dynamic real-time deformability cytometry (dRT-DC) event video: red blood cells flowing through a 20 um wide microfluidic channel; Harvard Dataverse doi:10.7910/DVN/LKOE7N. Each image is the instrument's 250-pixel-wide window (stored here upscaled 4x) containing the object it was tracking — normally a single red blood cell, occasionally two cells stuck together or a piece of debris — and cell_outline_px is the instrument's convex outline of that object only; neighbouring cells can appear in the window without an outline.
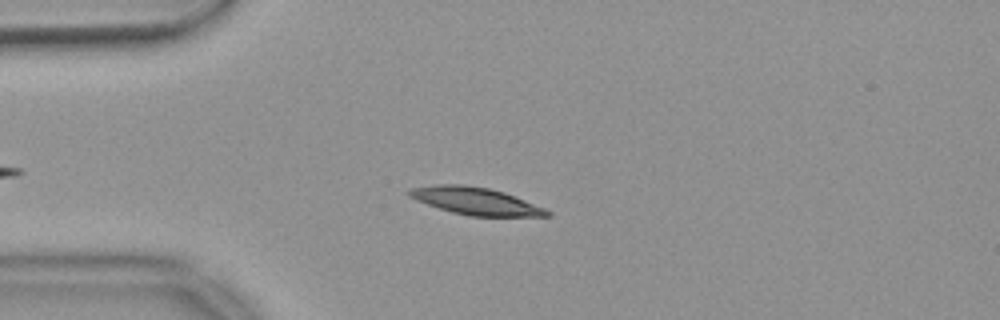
{"species": "common noctule bat (a hibernating species)", "species_latin": "Nyctalus noctula", "temperature_condition": "warm", "stored_images_in_passage": 46, "camera_frame_rate_fps": 3000, "um_per_image_px": 0.085, "animal": {"sex": "female", "body_mass_g": 18.4}, "frame": {"image": 1, "passage_image": 9, "time_ms": 2.667, "image_size_px": [1000, 320], "cell_outline_px": [[552, 216], [468, 216], [452, 212], [416, 200], [408, 196], [404, 192], [408, 188], [440, 184], [460, 184], [488, 188], [504, 192], [544, 208], [552, 212]], "centroid_in_image_um": [40.38, 17.08], "position_along_channel_um": 44.6, "area_um2": 21.85}}
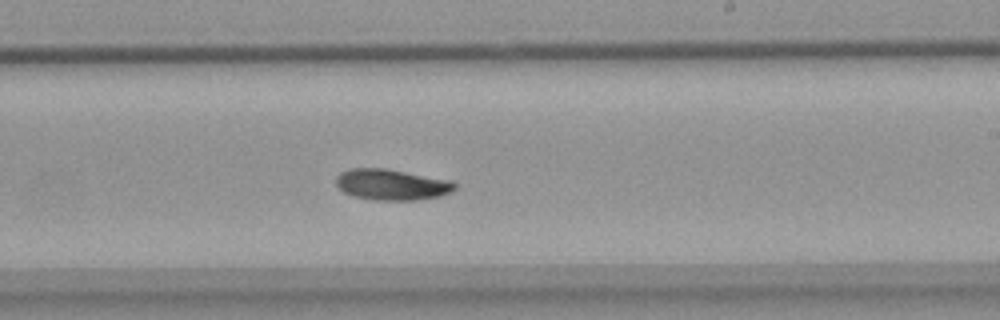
{"frame": {"image": 2, "passage_image": 28, "time_ms": 9.0, "image_size_px": [1000, 320], "cell_outline_px": [[456, 188], [452, 192], [440, 196], [416, 200], [372, 200], [352, 196], [344, 192], [336, 184], [336, 176], [340, 172], [352, 168], [384, 168], [452, 180], [456, 184]], "centroid_in_image_um": [33.3, 15.69], "position_along_channel_um": 255.7, "area_um2": 21.56}}
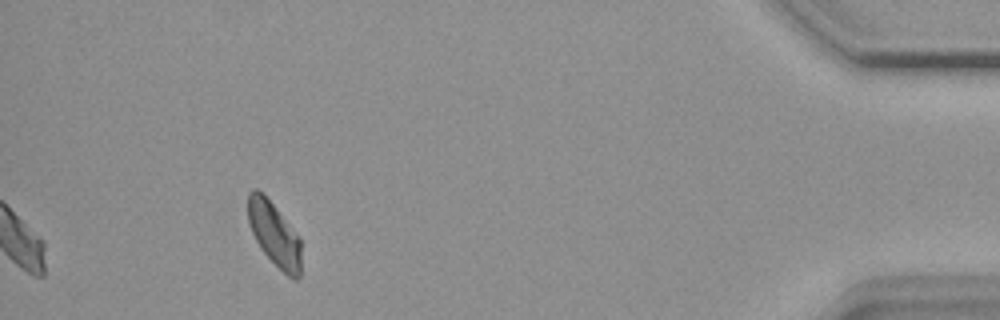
{"frame": {"image": 3, "passage_image": 46, "time_ms": 15.0, "image_size_px": [1000, 320], "cell_outline_px": [[300, 276], [296, 280], [292, 280], [260, 248], [252, 232], [248, 220], [248, 192], [252, 188], [256, 188], [272, 204], [300, 240]], "centroid_in_image_um": [23.29, 19.92], "position_along_channel_um": 411.9, "area_um2": 19.07}, "authors_computed_cell_mechanics": {"area_um2": 20.8658, "velocity_mm_per_s": 3.6347, "shape_relaxation_time_tau1_ms": 4.2571, "shape_relaxation_time_tau2_ms": null, "deformation_change_tau1": 0.1288, "deformation_change_tau2": null}}